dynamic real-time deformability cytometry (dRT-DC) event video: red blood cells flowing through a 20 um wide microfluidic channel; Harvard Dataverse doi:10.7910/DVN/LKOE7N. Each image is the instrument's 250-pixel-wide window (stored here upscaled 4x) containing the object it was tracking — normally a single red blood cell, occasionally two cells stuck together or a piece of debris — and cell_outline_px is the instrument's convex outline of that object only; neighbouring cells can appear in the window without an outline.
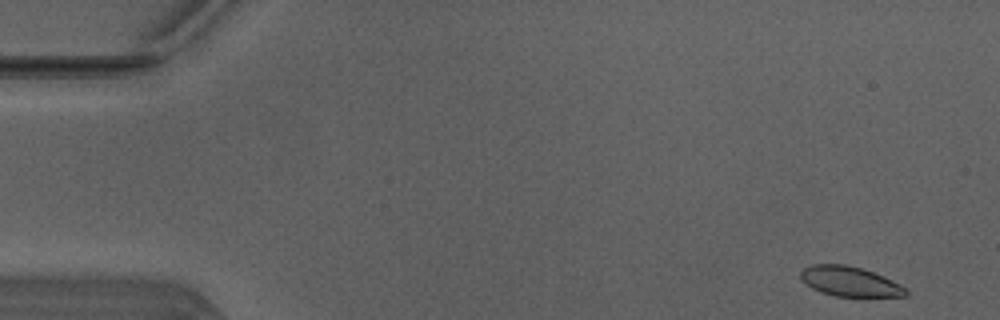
{"species": "Egyptian fruit bat (a non-hibernating species)", "species_latin": "Rousettus aegyptiacus", "temperature_condition": "warm", "stored_images_in_passage": 48, "camera_frame_rate_fps": 3000, "um_per_image_px": 0.085, "animal": {"sex": "male"}, "frame": {"image": 1, "passage_image": 1, "time_ms": 0.0, "image_size_px": [1000, 320], "cell_outline_px": [[908, 296], [836, 296], [820, 292], [812, 288], [800, 276], [800, 272], [804, 268], [812, 264], [844, 264], [860, 268], [872, 272], [892, 280], [908, 288]], "centroid_in_image_um": [72.26, 23.92], "position_along_channel_um": 12.7, "area_um2": 18.09}}
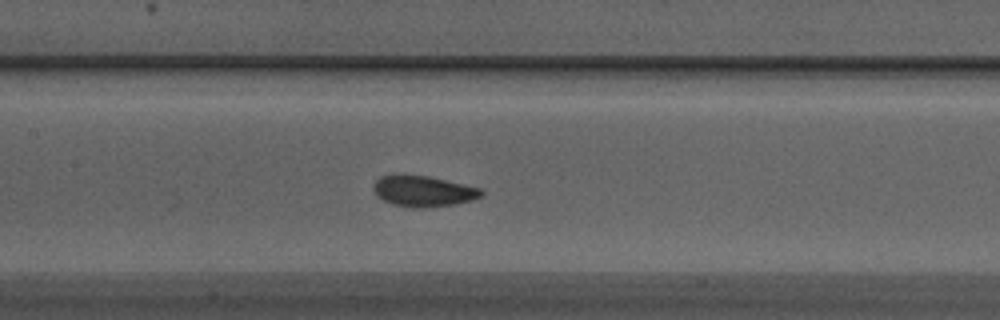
{"frame": {"image": 2, "passage_image": 22, "time_ms": 7.0, "image_size_px": [1000, 320], "cell_outline_px": [[484, 192], [480, 196], [472, 200], [452, 204], [424, 208], [412, 208], [392, 204], [376, 196], [372, 188], [372, 184], [380, 176], [392, 172], [404, 172], [428, 176], [480, 188]], "centroid_in_image_um": [35.86, 16.2], "position_along_channel_um": 171.5, "area_um2": 19.94}}
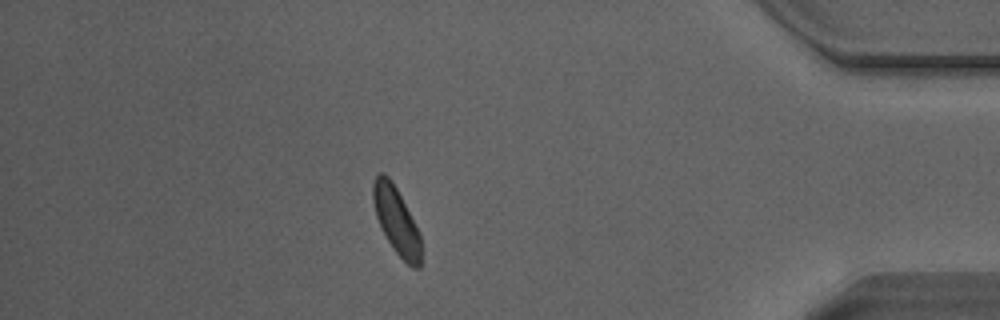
{"frame": {"image": 3, "passage_image": 42, "time_ms": 13.667, "image_size_px": [1000, 320], "cell_outline_px": [[420, 268], [412, 268], [392, 248], [376, 216], [372, 200], [372, 184], [376, 176], [380, 172], [384, 172], [388, 176], [396, 188], [420, 232]], "centroid_in_image_um": [33.68, 18.73], "position_along_channel_um": 401.5, "area_um2": 18.44}, "authors_computed_cell_mechanics": {"area_um2": 18.9295, "velocity_mm_per_s": 4.091, "shape_relaxation_time_tau1_ms": 1.975, "shape_relaxation_time_tau2_ms": 1.4904, "deformation_change_tau1": 0.0747, "deformation_change_tau2": 0.0579}}